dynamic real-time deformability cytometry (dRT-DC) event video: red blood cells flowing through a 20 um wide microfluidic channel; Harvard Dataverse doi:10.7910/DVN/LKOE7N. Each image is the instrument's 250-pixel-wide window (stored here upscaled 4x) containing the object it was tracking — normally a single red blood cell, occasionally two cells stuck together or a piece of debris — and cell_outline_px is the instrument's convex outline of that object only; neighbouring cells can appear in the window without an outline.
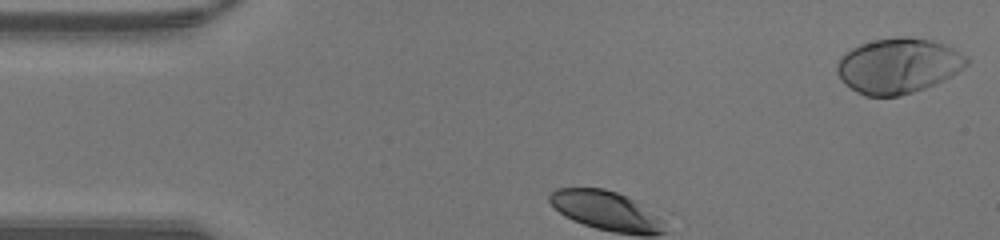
{"species": "human", "species_latin": "Homo sapiens", "temperature_condition": "warm", "stored_images_in_passage": 29, "camera_frame_rate_fps": 3000, "um_per_image_px": 0.085, "donor": {"sex": "male"}, "frame": {"image": 1, "passage_image": 1, "time_ms": 0.0, "image_size_px": [1000, 240], "cell_outline_px": [[968, 64], [952, 76], [944, 80], [924, 88], [900, 96], [864, 96], [856, 92], [844, 84], [836, 72], [836, 64], [840, 56], [844, 52], [860, 44], [876, 40], [896, 36], [908, 36], [932, 40], [944, 44], [968, 56]], "centroid_in_image_um": [76.33, 5.58], "position_along_channel_um": 8.7, "area_um2": 42.02}}
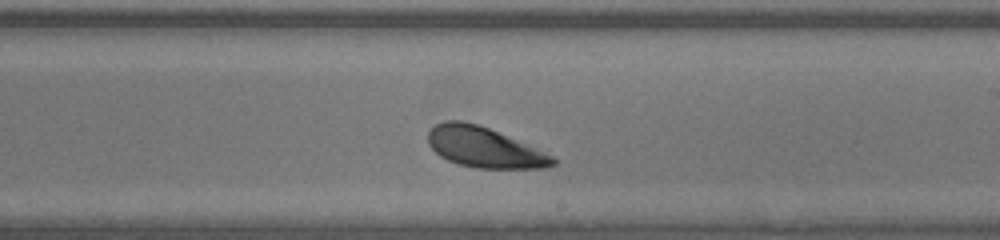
{"frame": {"image": 2, "passage_image": 19, "time_ms": 6.0, "image_size_px": [1000, 240], "cell_outline_px": [[556, 164], [544, 168], [476, 168], [460, 164], [448, 160], [440, 156], [428, 144], [428, 132], [436, 124], [444, 120], [460, 120], [476, 124], [488, 128], [544, 152], [552, 156], [556, 160]], "centroid_in_image_um": [41.12, 12.53], "position_along_channel_um": 247.9, "area_um2": 28.84}}
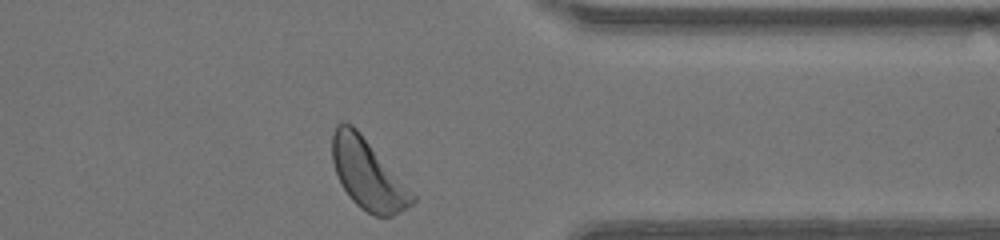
{"frame": {"image": 3, "passage_image": 29, "time_ms": 9.333, "image_size_px": [1000, 240], "cell_outline_px": [[416, 200], [412, 204], [400, 212], [392, 216], [376, 216], [360, 208], [348, 196], [336, 172], [332, 160], [332, 132], [336, 124], [352, 124], [356, 128], [416, 196]], "centroid_in_image_um": [31.25, 14.82], "position_along_channel_um": 380.1, "area_um2": 32.08}, "authors_computed_cell_mechanics": {"area_um2": 29.6514, "velocity_mm_per_s": 4.3096, "shape_relaxation_time_tau1_ms": 1.3731, "shape_relaxation_time_tau2_ms": null, "deformation_change_tau1": 0.0862, "deformation_change_tau2": null}}